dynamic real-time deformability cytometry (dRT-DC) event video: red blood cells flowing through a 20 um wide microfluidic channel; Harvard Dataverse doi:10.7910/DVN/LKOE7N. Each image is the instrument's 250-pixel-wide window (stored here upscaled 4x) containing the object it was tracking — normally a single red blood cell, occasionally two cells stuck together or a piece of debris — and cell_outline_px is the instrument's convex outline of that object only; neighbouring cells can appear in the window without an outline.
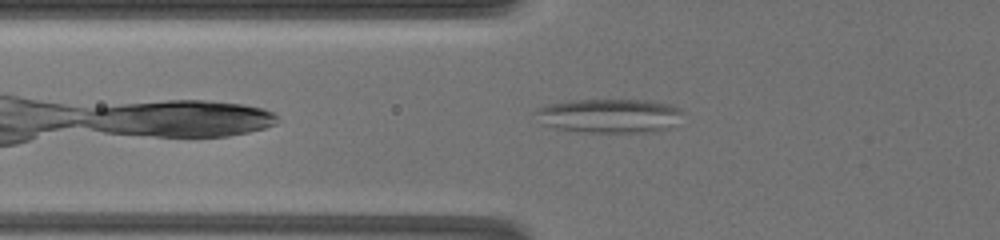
{"species": "common noctule bat (a hibernating species)", "species_latin": "Nyctalus noctula", "temperature_condition": "warm", "stored_images_in_passage": 23, "camera_frame_rate_fps": 3000, "um_per_image_px": 0.085, "animal": {"sex": "female", "body_mass_g": 19.5, "forearm_length_mm": 54.1}, "frame": {"image": 1, "passage_image": 3, "time_ms": 0.667, "image_size_px": [1000, 240], "cell_outline_px": [[684, 112], [668, 128], [648, 132], [576, 132], [556, 128], [548, 124], [532, 112], [536, 108], [548, 104], [568, 100], [652, 100], [668, 104], [680, 108]], "centroid_in_image_um": [51.78, 9.82], "position_along_channel_um": 74.0, "area_um2": 29.07}}
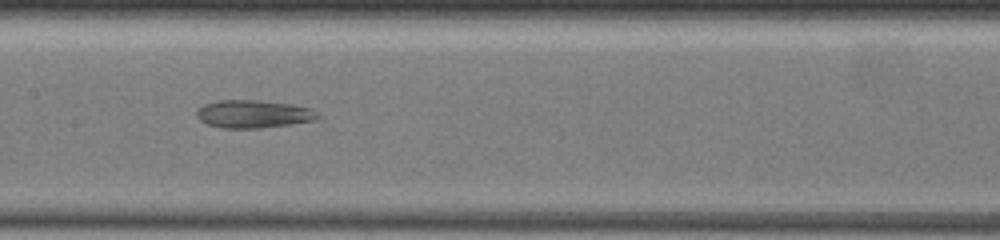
{"frame": {"image": 2, "passage_image": 10, "time_ms": 4.0, "image_size_px": [1000, 240], "cell_outline_px": [[320, 116], [316, 120], [260, 128], [220, 128], [208, 124], [200, 120], [196, 116], [196, 112], [204, 104], [220, 100], [260, 100], [292, 104], [308, 108]], "centroid_in_image_um": [21.5, 9.69], "position_along_channel_um": 185.9, "area_um2": 19.48}}
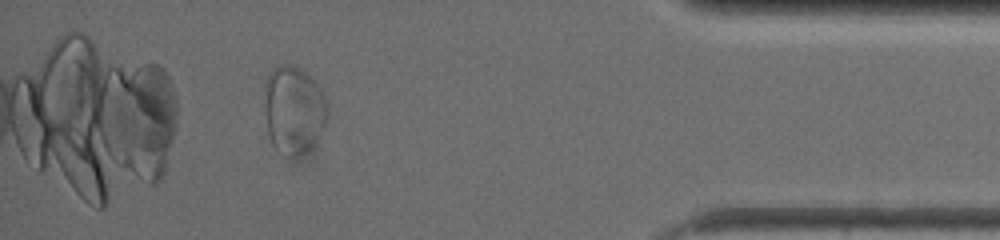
{"frame": {"image": 3, "passage_image": 19, "time_ms": 11.667, "image_size_px": [1000, 240], "cell_outline_px": [[328, 120], [324, 132], [300, 156], [288, 156], [276, 148], [272, 144], [268, 132], [264, 112], [264, 84], [272, 68], [284, 64], [288, 64], [300, 68], [320, 88], [324, 96], [328, 108]], "centroid_in_image_um": [24.96, 9.34], "position_along_channel_um": 410.2, "area_um2": 32.48}, "authors_computed_cell_mechanics": {"area_um2": 28.322, "velocity_mm_per_s": 3.3936, "shape_relaxation_time_tau1_ms": null, "shape_relaxation_time_tau2_ms": 2.8177, "deformation_change_tau1": null, "deformation_change_tau2": 0.0913}}